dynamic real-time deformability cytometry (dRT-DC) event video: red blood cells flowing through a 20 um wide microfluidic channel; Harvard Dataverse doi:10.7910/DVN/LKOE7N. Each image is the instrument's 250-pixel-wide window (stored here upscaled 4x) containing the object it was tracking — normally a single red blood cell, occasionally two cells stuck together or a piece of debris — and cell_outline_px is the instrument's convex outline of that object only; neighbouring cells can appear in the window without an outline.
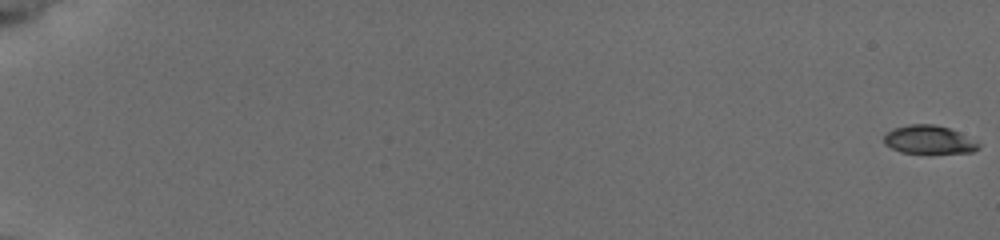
{"species": "common noctule bat (a hibernating species)", "species_latin": "Nyctalus noctula", "temperature_condition": "cold", "stored_images_in_passage": 58, "camera_frame_rate_fps": 3000, "um_per_image_px": 0.085, "animal": {"sex": "female", "body_mass_g": 19.5, "forearm_length_mm": 54.1}, "frame": {"image": 1, "passage_image": 1, "time_ms": 0.0, "image_size_px": [1000, 240], "cell_outline_px": [[980, 148], [972, 152], [900, 152], [884, 144], [884, 136], [892, 128], [908, 124], [936, 124], [948, 128], [980, 144]], "centroid_in_image_um": [78.9, 11.86], "position_along_channel_um": 6.1, "area_um2": 15.2}}
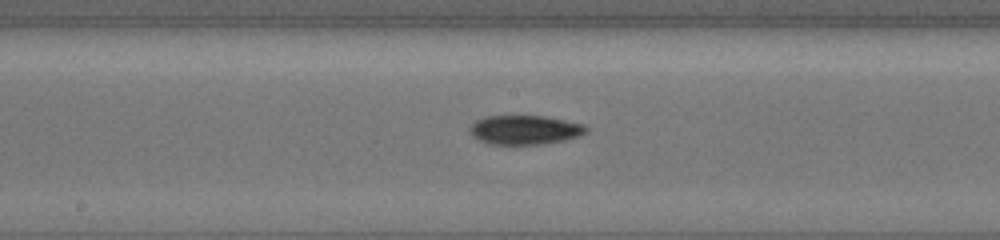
{"frame": {"image": 2, "passage_image": 34, "time_ms": 11.0, "image_size_px": [1000, 240], "cell_outline_px": [[588, 132], [580, 136], [564, 140], [540, 144], [492, 144], [480, 140], [472, 136], [468, 128], [476, 120], [484, 116], [544, 116], [584, 124], [588, 128]], "centroid_in_image_um": [44.62, 11.03], "position_along_channel_um": 203.6, "area_um2": 19.77}}
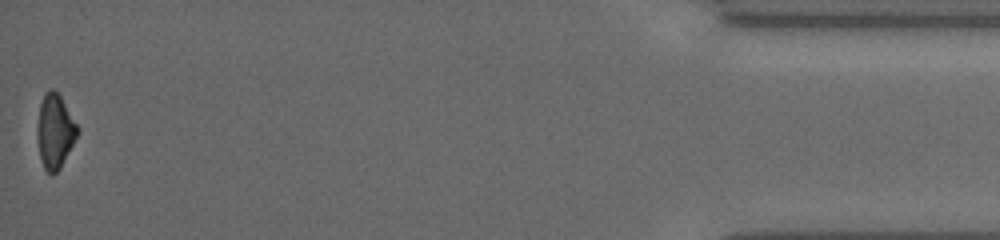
{"frame": {"image": 3, "passage_image": 58, "time_ms": 19.0, "image_size_px": [1000, 240], "cell_outline_px": [[80, 132], [60, 168], [52, 176], [44, 168], [40, 160], [36, 136], [36, 132], [40, 104], [44, 92], [52, 88], [60, 96], [80, 128]], "centroid_in_image_um": [4.67, 11.17], "position_along_channel_um": 430.5, "area_um2": 17.63}, "authors_computed_cell_mechanics": {"area_um2": 18.2648, "velocity_mm_per_s": 3.7854, "shape_relaxation_time_tau1_ms": 5.0116, "shape_relaxation_time_tau2_ms": 4.1511, "deformation_change_tau1": 0.152, "deformation_change_tau2": 0.0888}}